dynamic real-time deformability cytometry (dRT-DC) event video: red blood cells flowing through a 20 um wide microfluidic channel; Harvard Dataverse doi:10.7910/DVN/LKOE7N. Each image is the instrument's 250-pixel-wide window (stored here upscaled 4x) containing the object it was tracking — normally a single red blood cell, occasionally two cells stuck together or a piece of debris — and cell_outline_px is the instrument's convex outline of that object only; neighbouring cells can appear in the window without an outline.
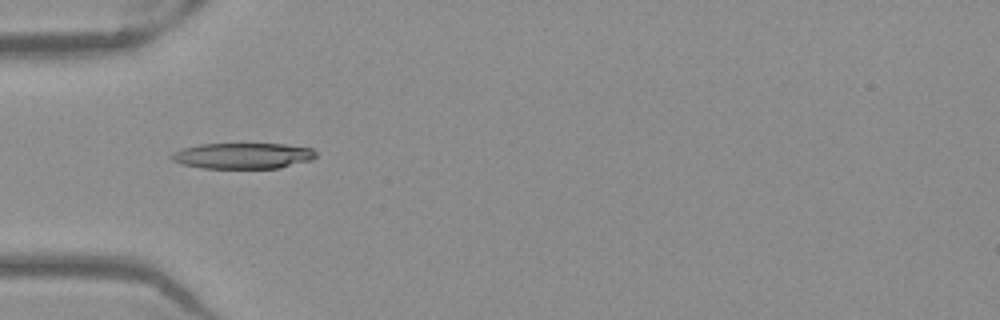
{"species": "Egyptian fruit bat (a non-hibernating species)", "species_latin": "Rousettus aegyptiacus", "temperature_condition": "warm", "stored_images_in_passage": 52, "camera_frame_rate_fps": 3000, "um_per_image_px": 0.085, "frame": {"image": 1, "passage_image": 17, "time_ms": 5.333, "image_size_px": [1000, 320], "cell_outline_px": [[316, 156], [312, 160], [280, 168], [200, 168], [180, 164], [172, 160], [168, 156], [172, 152], [184, 148], [200, 144], [284, 144], [312, 148], [316, 152]], "centroid_in_image_um": [20.62, 13.25], "position_along_channel_um": 64.4, "area_um2": 21.91}}
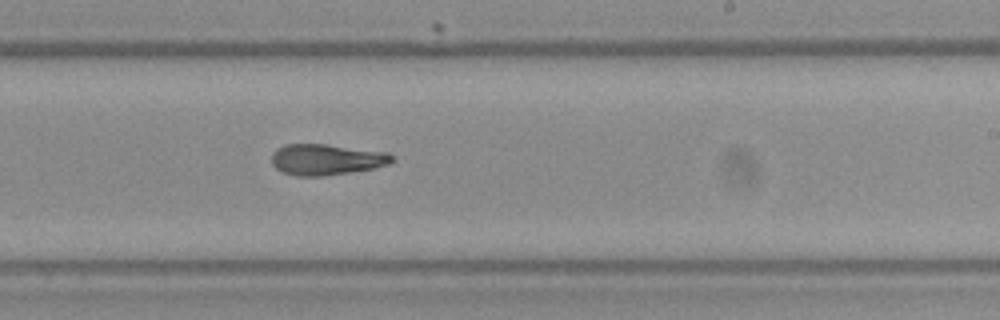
{"frame": {"image": 2, "passage_image": 32, "time_ms": 10.333, "image_size_px": [1000, 320], "cell_outline_px": [[396, 160], [388, 164], [372, 168], [352, 172], [320, 176], [296, 176], [284, 172], [276, 168], [272, 164], [272, 152], [276, 148], [284, 144], [324, 144], [388, 152]], "centroid_in_image_um": [27.73, 13.55], "position_along_channel_um": 261.3, "area_um2": 21.73}}
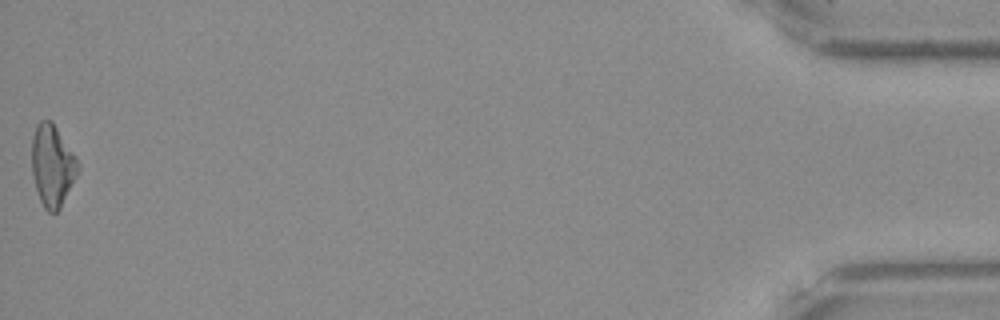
{"frame": {"image": 3, "passage_image": 52, "time_ms": 17.0, "image_size_px": [1000, 320], "cell_outline_px": [[80, 168], [60, 208], [56, 212], [48, 212], [44, 208], [40, 200], [36, 188], [32, 172], [32, 136], [36, 124], [40, 120], [52, 120], [80, 164]], "centroid_in_image_um": [4.44, 14.05], "position_along_channel_um": 430.8, "area_um2": 21.85}, "authors_computed_cell_mechanics": {"area_um2": 21.7906, "velocity_mm_per_s": 3.957, "shape_relaxation_time_tau1_ms": null, "shape_relaxation_time_tau2_ms": 7.5445, "deformation_change_tau1": null, "deformation_change_tau2": 0.2014}}